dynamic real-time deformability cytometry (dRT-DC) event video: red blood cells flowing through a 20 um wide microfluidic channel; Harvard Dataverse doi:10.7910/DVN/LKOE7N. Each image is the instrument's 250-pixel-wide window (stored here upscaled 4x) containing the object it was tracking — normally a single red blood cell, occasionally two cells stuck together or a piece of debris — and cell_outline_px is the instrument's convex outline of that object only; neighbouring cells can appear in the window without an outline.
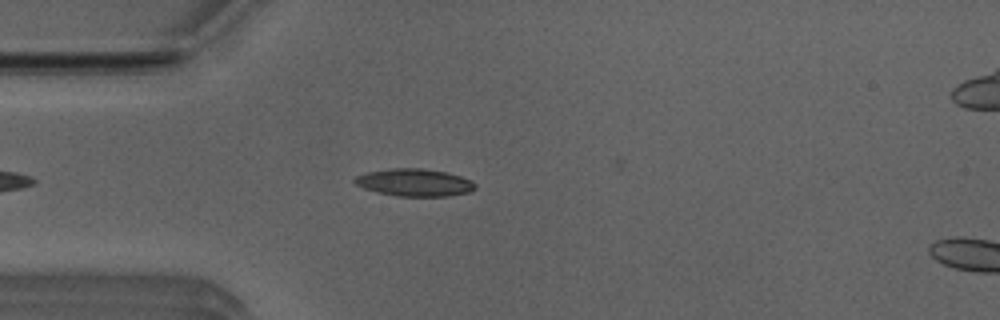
{"species": "Egyptian fruit bat (a non-hibernating species)", "species_latin": "Rousettus aegyptiacus", "temperature_condition": "room temperature", "stored_images_in_passage": 41, "camera_frame_rate_fps": 3000, "um_per_image_px": 0.085, "animal": {"sex": "male"}, "frame": {"image": 1, "passage_image": 3, "time_ms": 0.667, "image_size_px": [1000, 320], "cell_outline_px": [[476, 188], [468, 192], [448, 196], [396, 196], [376, 192], [364, 188], [356, 184], [352, 180], [356, 176], [368, 172], [388, 168], [424, 168], [448, 172], [472, 180], [476, 184]], "centroid_in_image_um": [35.23, 15.5], "position_along_channel_um": 49.8, "area_um2": 19.42}}
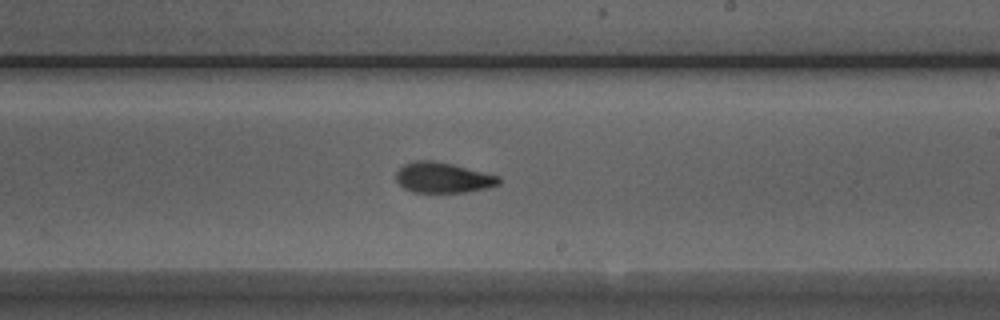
{"frame": {"image": 2, "passage_image": 19, "time_ms": 6.0, "image_size_px": [1000, 320], "cell_outline_px": [[500, 184], [488, 188], [464, 192], [412, 192], [404, 188], [396, 180], [396, 172], [404, 164], [416, 160], [432, 160], [452, 164], [500, 176]], "centroid_in_image_um": [37.65, 15.1], "position_along_channel_um": 251.3, "area_um2": 18.21}}
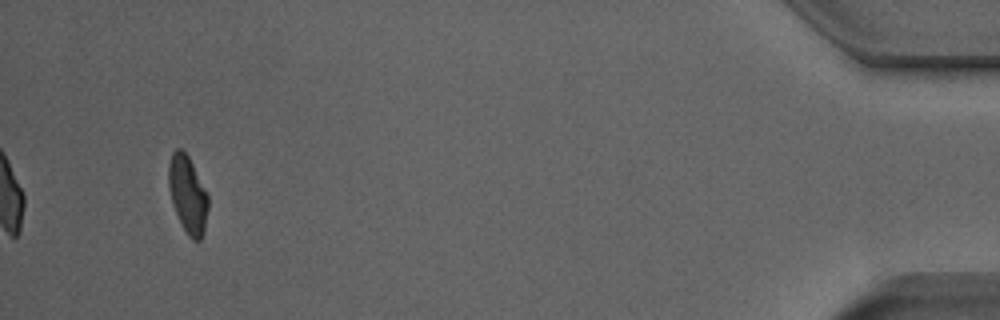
{"frame": {"image": 3, "passage_image": 38, "time_ms": 12.333, "image_size_px": [1000, 320], "cell_outline_px": [[208, 208], [204, 232], [200, 240], [192, 240], [188, 236], [172, 204], [168, 184], [168, 164], [172, 152], [176, 148], [180, 148], [188, 156], [208, 192]], "centroid_in_image_um": [15.96, 16.51], "position_along_channel_um": 419.2, "area_um2": 17.86}, "authors_computed_cell_mechanics": {"area_um2": 18.4382, "velocity_mm_per_s": 3.9547, "shape_relaxation_time_tau1_ms": 4.4574, "shape_relaxation_time_tau2_ms": 2.0579, "deformation_change_tau1": 0.1714, "deformation_change_tau2": 0.086}}